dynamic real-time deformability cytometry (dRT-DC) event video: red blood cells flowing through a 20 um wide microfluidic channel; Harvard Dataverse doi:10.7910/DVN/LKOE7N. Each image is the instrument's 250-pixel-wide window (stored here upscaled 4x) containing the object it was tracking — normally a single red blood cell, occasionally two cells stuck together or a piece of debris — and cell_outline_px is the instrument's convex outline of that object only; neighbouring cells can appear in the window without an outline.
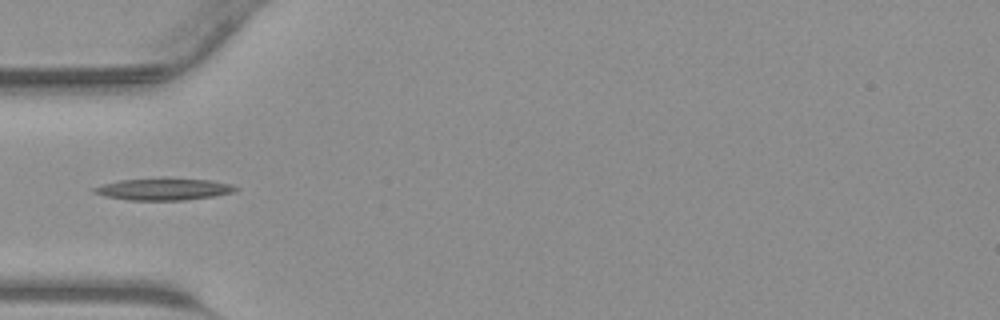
{"species": "common noctule bat (a hibernating species)", "species_latin": "Nyctalus noctula", "temperature_condition": "warm", "stored_images_in_passage": 31, "camera_frame_rate_fps": 3000, "um_per_image_px": 0.085, "animal": {"sex": "male", "body_mass_g": 23.1, "forearm_length_mm": 52.7}, "frame": {"image": 1, "passage_image": 2, "time_ms": 0.333, "image_size_px": [1000, 320], "cell_outline_px": [[240, 188], [232, 192], [212, 196], [184, 200], [128, 200], [104, 196], [92, 192], [92, 188], [104, 184], [120, 180], [212, 180], [232, 184]], "centroid_in_image_um": [13.9, 16.11], "position_along_channel_um": 71.1, "area_um2": 17.28}}
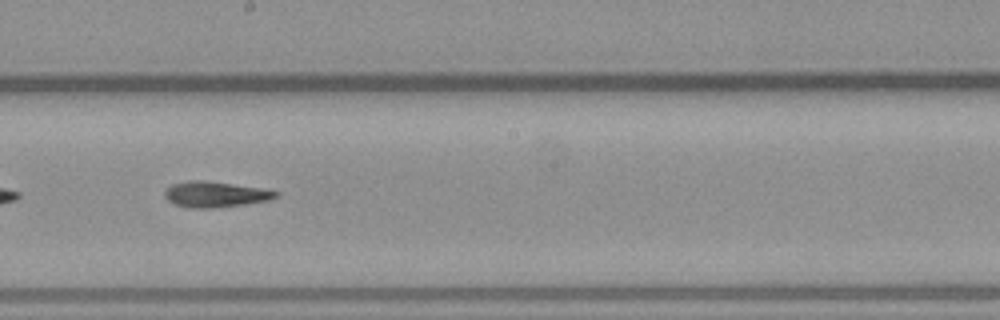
{"frame": {"image": 2, "passage_image": 12, "time_ms": 3.667, "image_size_px": [1000, 320], "cell_outline_px": [[280, 196], [268, 200], [244, 204], [216, 208], [192, 208], [176, 204], [168, 200], [164, 196], [164, 192], [172, 184], [188, 180], [208, 180], [264, 188], [280, 192]], "centroid_in_image_um": [18.34, 16.5], "position_along_channel_um": 229.9, "area_um2": 16.82}}
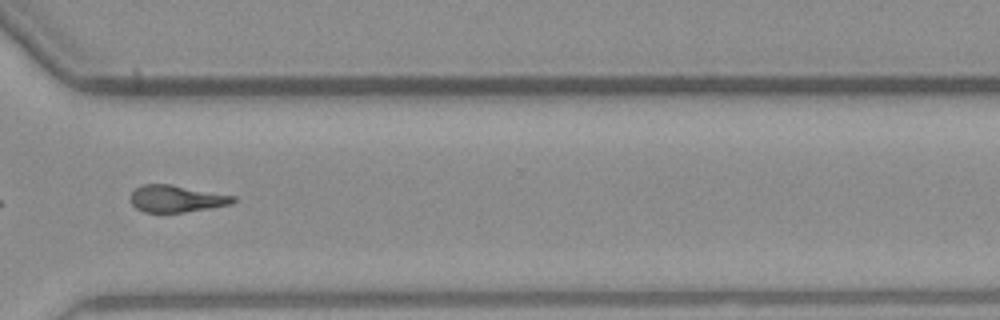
{"frame": {"image": 3, "passage_image": 20, "time_ms": 6.333, "image_size_px": [1000, 320], "cell_outline_px": [[236, 200], [232, 204], [184, 212], [144, 212], [136, 208], [132, 204], [128, 196], [136, 188], [144, 184], [168, 184], [236, 196]], "centroid_in_image_um": [14.97, 16.89], "position_along_channel_um": 355.6, "area_um2": 16.01}}